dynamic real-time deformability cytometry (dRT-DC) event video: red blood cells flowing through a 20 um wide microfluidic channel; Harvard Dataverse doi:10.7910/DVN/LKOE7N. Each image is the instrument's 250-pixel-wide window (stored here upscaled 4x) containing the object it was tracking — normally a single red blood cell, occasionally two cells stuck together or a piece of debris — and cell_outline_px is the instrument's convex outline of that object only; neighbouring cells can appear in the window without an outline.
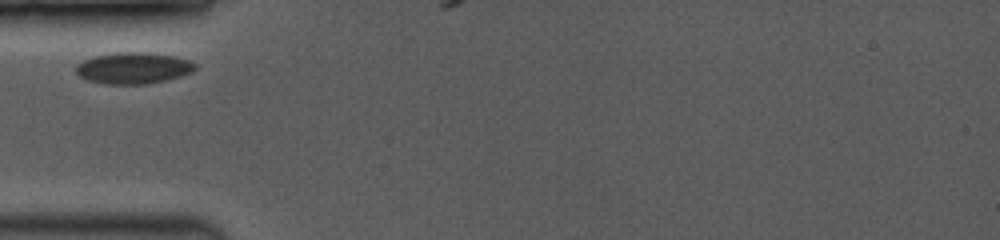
{"species": "common noctule bat (a hibernating species)", "species_latin": "Nyctalus noctula", "temperature_condition": "room temperature", "stored_images_in_passage": 2, "camera_frame_rate_fps": 3500, "um_per_image_px": 0.085, "animal": {"sex": "female", "body_mass_g": 19.0, "forearm_length_mm": 53.3}, "frame": {"image": 1, "passage_image": 1, "time_ms": 0.0, "image_size_px": [1000, 240], "cell_outline_px": [[196, 68], [192, 72], [180, 76], [148, 84], [108, 84], [88, 80], [80, 76], [76, 72], [76, 64], [84, 60], [96, 56], [116, 52], [144, 52], [172, 56], [188, 60], [196, 64]], "centroid_in_image_um": [11.33, 5.78], "position_along_channel_um": 73.7, "area_um2": 21.56}}